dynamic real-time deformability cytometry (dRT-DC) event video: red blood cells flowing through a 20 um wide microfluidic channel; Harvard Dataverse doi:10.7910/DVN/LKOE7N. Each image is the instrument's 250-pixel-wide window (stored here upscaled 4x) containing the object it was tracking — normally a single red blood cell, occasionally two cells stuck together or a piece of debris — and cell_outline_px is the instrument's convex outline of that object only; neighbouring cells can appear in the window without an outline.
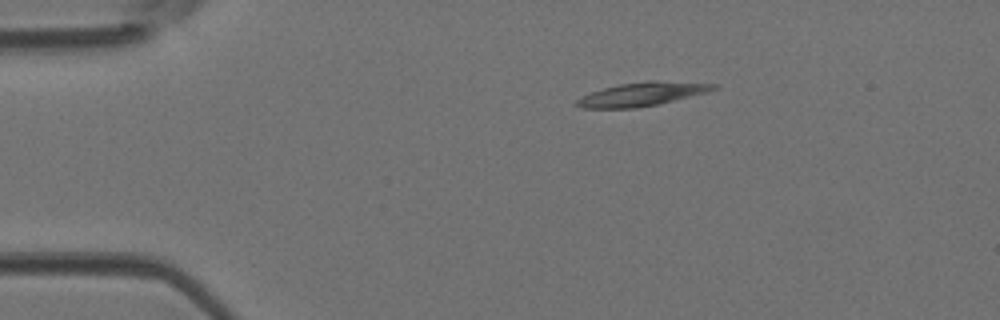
{"species": "Egyptian fruit bat (a non-hibernating species)", "species_latin": "Rousettus aegyptiacus", "temperature_condition": "room temperature", "stored_images_in_passage": 38, "camera_frame_rate_fps": 3000, "um_per_image_px": 0.085, "animal": {"sex": "female"}, "frame": {"image": 1, "passage_image": 1, "time_ms": 0.0, "image_size_px": [1000, 320], "cell_outline_px": [[720, 88], [708, 92], [656, 104], [636, 108], [580, 108], [576, 104], [576, 100], [592, 92], [604, 88], [620, 84], [648, 80], [652, 80], [716, 84]], "centroid_in_image_um": [54.6, 8.0], "position_along_channel_um": 30.4, "area_um2": 18.55}}
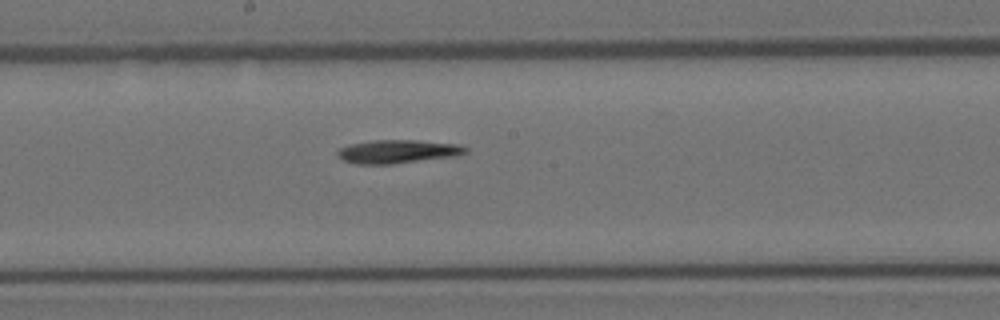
{"frame": {"image": 2, "passage_image": 17, "time_ms": 5.333, "image_size_px": [1000, 320], "cell_outline_px": [[468, 152], [460, 156], [392, 164], [356, 164], [344, 160], [336, 156], [336, 152], [340, 148], [348, 144], [372, 140], [416, 140], [460, 144], [468, 148]], "centroid_in_image_um": [33.84, 12.88], "position_along_channel_um": 214.4, "area_um2": 17.86}}
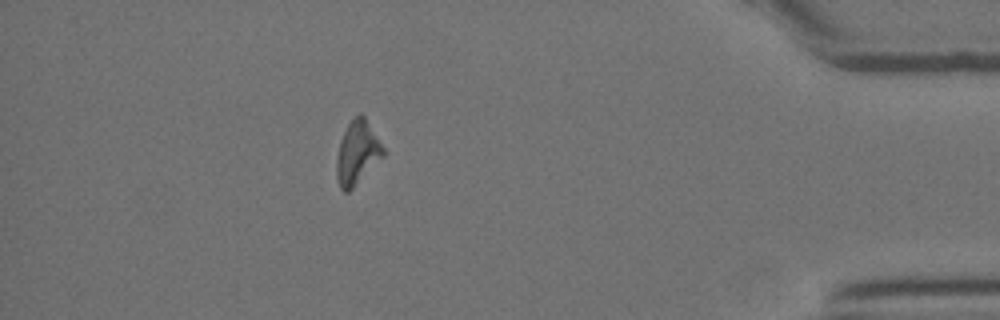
{"frame": {"image": 3, "passage_image": 33, "time_ms": 10.667, "image_size_px": [1000, 320], "cell_outline_px": [[384, 156], [348, 192], [344, 192], [340, 188], [336, 176], [336, 160], [340, 140], [348, 124], [360, 112], [364, 116], [384, 148]], "centroid_in_image_um": [30.35, 12.99], "position_along_channel_um": 404.8, "area_um2": 16.99}}